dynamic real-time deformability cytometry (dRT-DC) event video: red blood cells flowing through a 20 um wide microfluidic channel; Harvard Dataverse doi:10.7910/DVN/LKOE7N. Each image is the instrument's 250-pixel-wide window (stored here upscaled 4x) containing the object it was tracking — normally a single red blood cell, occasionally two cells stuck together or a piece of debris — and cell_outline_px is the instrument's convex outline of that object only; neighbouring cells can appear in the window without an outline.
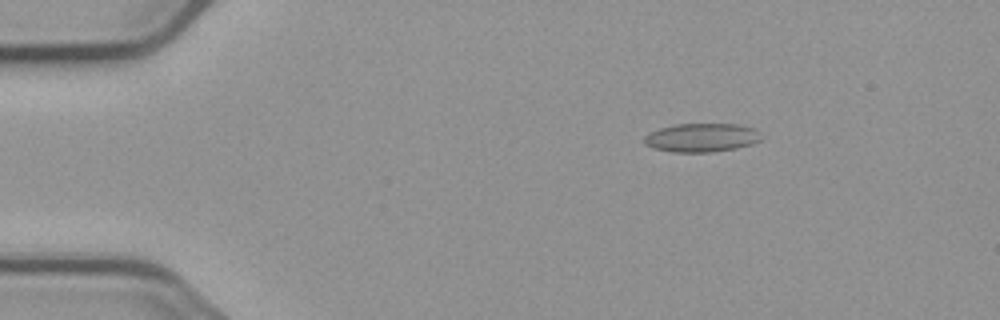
{"species": "common noctule bat (a hibernating species)", "species_latin": "Nyctalus noctula", "temperature_condition": "cold", "stored_images_in_passage": 5, "camera_frame_rate_fps": 3000, "um_per_image_px": 0.085, "animal": {"sex": "male", "body_mass_g": 23.1, "forearm_length_mm": 52.7}, "frame": {"image": 1, "passage_image": 3, "time_ms": 2.333, "image_size_px": [1000, 320], "cell_outline_px": [[760, 140], [752, 144], [736, 148], [712, 152], [672, 152], [652, 148], [644, 144], [644, 136], [660, 128], [676, 124], [740, 124], [752, 128], [756, 132]], "centroid_in_image_um": [59.59, 11.7], "position_along_channel_um": 25.4, "area_um2": 19.36}}
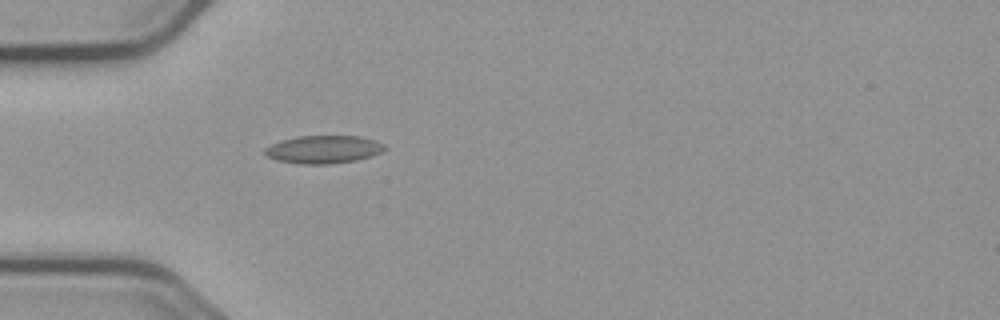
{"frame": {"image": 2, "passage_image": 5, "time_ms": 5.0, "image_size_px": [1000, 320], "cell_outline_px": [[388, 148], [372, 156], [356, 160], [328, 164], [300, 164], [276, 160], [268, 156], [264, 152], [264, 148], [280, 140], [300, 136], [360, 136], [384, 144]], "centroid_in_image_um": [27.49, 12.7], "position_along_channel_um": 57.5, "area_um2": 19.42}}